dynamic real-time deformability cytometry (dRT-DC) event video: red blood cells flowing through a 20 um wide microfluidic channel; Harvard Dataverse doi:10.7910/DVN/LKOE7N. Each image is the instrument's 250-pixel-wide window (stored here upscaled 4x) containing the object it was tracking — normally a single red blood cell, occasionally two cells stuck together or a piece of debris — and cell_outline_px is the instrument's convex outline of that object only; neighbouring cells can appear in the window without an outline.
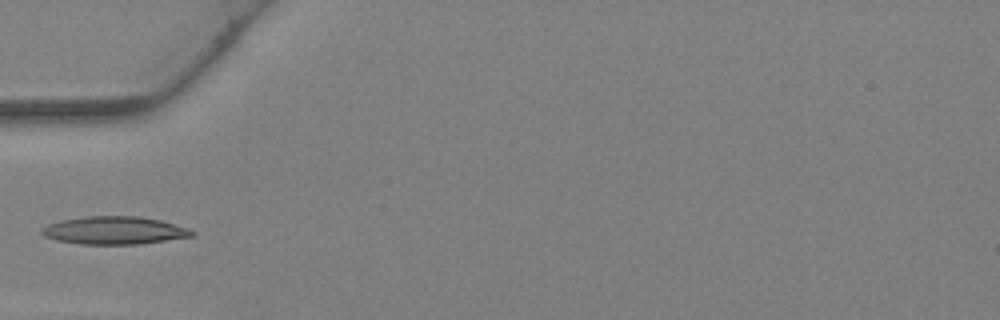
{"species": "Egyptian fruit bat (a non-hibernating species)", "species_latin": "Rousettus aegyptiacus", "temperature_condition": "warm", "stored_images_in_passage": 23, "camera_frame_rate_fps": 3000, "um_per_image_px": 0.085, "animal": {"sex": "female"}, "frame": {"image": 1, "passage_image": 1, "time_ms": 0.0, "image_size_px": [1000, 320], "cell_outline_px": [[196, 232], [192, 236], [136, 244], [80, 244], [56, 240], [44, 236], [40, 232], [48, 224], [60, 220], [84, 216], [140, 216], [160, 220], [188, 228]], "centroid_in_image_um": [9.69, 19.57], "position_along_channel_um": 75.3, "area_um2": 24.22}}
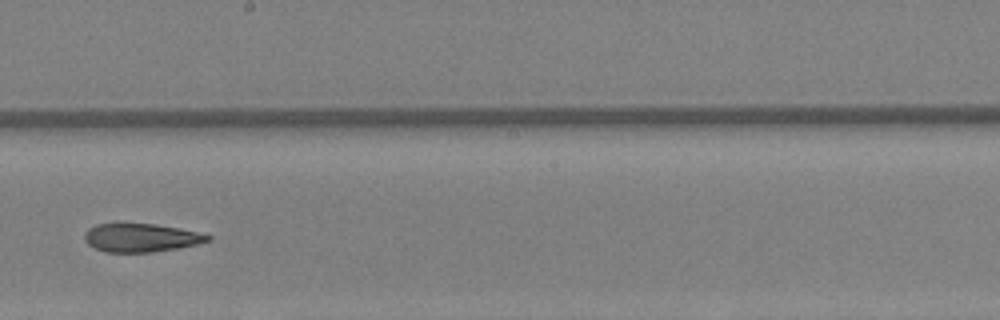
{"frame": {"image": 2, "passage_image": 10, "time_ms": 3.0, "image_size_px": [1000, 320], "cell_outline_px": [[212, 240], [196, 244], [176, 248], [152, 252], [104, 252], [88, 244], [84, 240], [84, 232], [88, 228], [96, 224], [120, 220], [152, 224], [180, 228], [212, 236]], "centroid_in_image_um": [11.9, 20.16], "position_along_channel_um": 236.3, "area_um2": 21.04}}
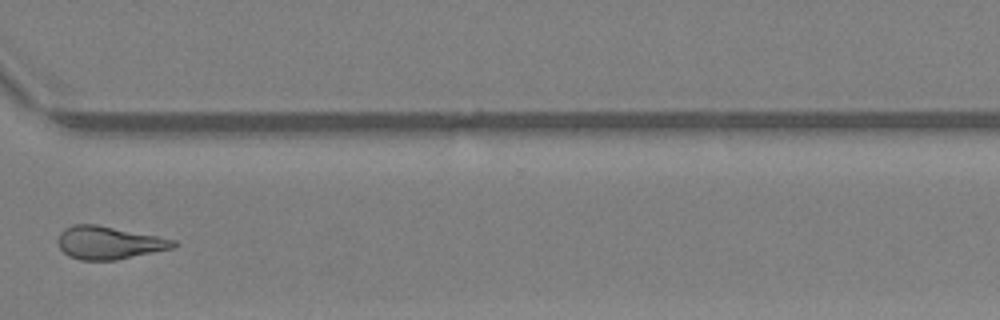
{"frame": {"image": 3, "passage_image": 17, "time_ms": 5.333, "image_size_px": [1000, 320], "cell_outline_px": [[176, 244], [172, 248], [116, 260], [80, 260], [68, 256], [60, 248], [60, 232], [64, 228], [76, 224], [96, 224], [176, 240]], "centroid_in_image_um": [9.24, 20.63], "position_along_channel_um": 361.4, "area_um2": 21.73}}